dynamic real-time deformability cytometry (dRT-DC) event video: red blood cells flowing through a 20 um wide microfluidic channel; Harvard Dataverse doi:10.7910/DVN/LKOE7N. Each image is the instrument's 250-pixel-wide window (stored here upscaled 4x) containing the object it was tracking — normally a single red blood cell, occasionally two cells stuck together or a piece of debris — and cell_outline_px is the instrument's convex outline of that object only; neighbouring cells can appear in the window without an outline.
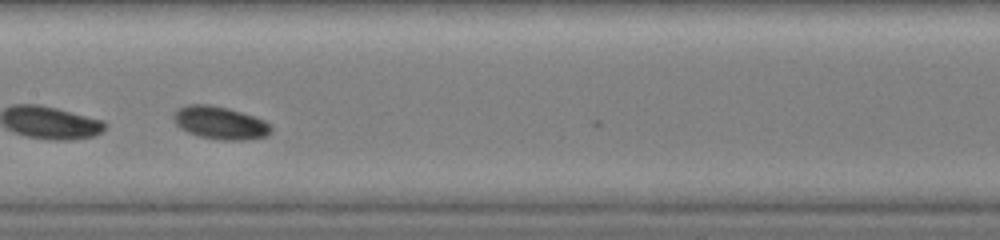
{"species": "common noctule bat (a hibernating species)", "species_latin": "Nyctalus noctula", "temperature_condition": "warm", "stored_images_in_passage": 21, "camera_frame_rate_fps": 3000, "um_per_image_px": 0.085, "animal": {"sex": "female", "body_mass_g": 19.0, "forearm_length_mm": 51.5}, "frame": {"image": 1, "passage_image": 11, "time_ms": 4.333, "image_size_px": [1000, 240], "cell_outline_px": [[272, 132], [268, 136], [248, 140], [220, 140], [196, 136], [180, 128], [176, 124], [176, 112], [180, 108], [188, 104], [208, 104], [228, 108], [264, 120], [272, 128]], "centroid_in_image_um": [18.75, 10.46], "position_along_channel_um": 188.6, "area_um2": 18.5}}
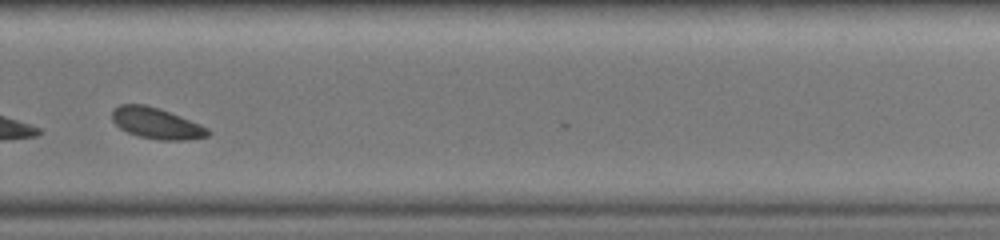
{"frame": {"image": 2, "passage_image": 17, "time_ms": 6.667, "image_size_px": [1000, 240], "cell_outline_px": [[212, 132], [208, 136], [188, 140], [160, 140], [140, 136], [128, 132], [120, 128], [112, 120], [112, 112], [120, 104], [144, 104], [180, 116], [200, 124], [208, 128]], "centroid_in_image_um": [13.32, 10.49], "position_along_channel_um": 316.5, "area_um2": 17.11}}
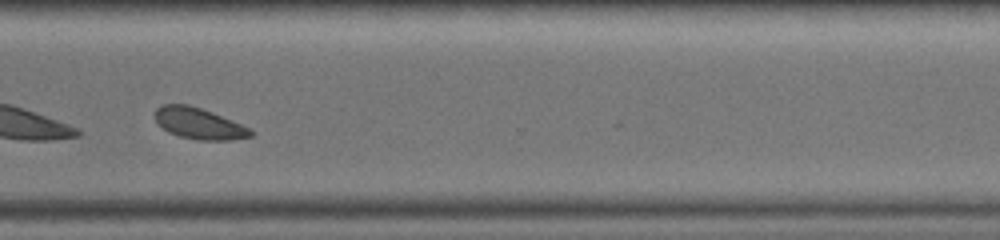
{"frame": {"image": 3, "passage_image": 18, "time_ms": 7.333, "image_size_px": [1000, 240], "cell_outline_px": [[256, 132], [252, 136], [236, 140], [196, 140], [180, 136], [168, 132], [156, 120], [156, 108], [164, 104], [188, 104], [200, 108], [252, 128]], "centroid_in_image_um": [16.98, 10.51], "position_along_channel_um": 353.6, "area_um2": 17.34}}